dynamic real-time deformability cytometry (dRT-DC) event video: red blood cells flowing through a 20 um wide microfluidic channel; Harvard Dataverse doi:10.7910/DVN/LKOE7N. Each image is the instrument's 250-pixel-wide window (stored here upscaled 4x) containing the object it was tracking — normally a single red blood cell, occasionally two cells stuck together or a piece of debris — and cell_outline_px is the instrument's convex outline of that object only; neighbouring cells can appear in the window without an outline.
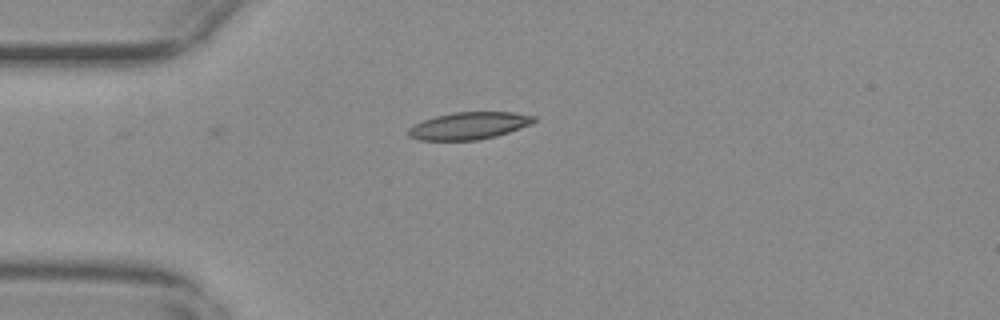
{"species": "common noctule bat (a hibernating species)", "species_latin": "Nyctalus noctula", "temperature_condition": "warm", "stored_images_in_passage": 37, "camera_frame_rate_fps": 3000, "um_per_image_px": 0.085, "animal": {"sex": "female", "body_mass_g": 29.2, "forearm_length_mm": 56.3}, "frame": {"image": 1, "passage_image": 1, "time_ms": 0.0, "image_size_px": [1000, 320], "cell_outline_px": [[536, 120], [532, 124], [496, 136], [476, 140], [420, 140], [408, 136], [408, 128], [424, 120], [436, 116], [452, 112], [512, 112], [536, 116]], "centroid_in_image_um": [39.88, 10.68], "position_along_channel_um": 45.1, "area_um2": 19.83}}
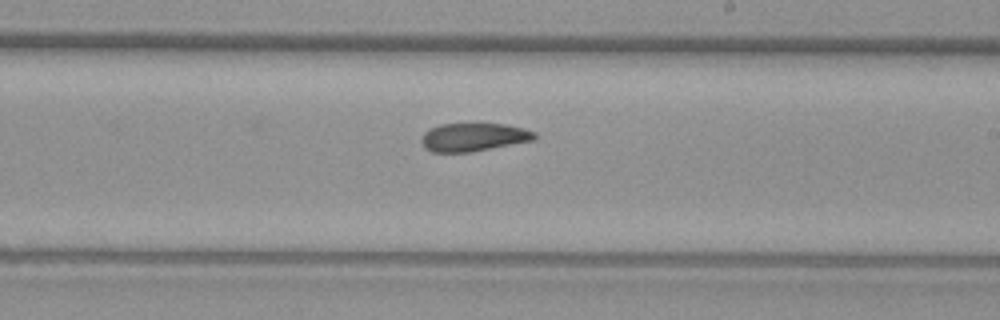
{"frame": {"image": 2, "passage_image": 19, "time_ms": 6.0, "image_size_px": [1000, 320], "cell_outline_px": [[536, 140], [468, 152], [432, 152], [424, 148], [420, 140], [424, 132], [440, 124], [472, 120], [476, 120], [504, 124], [524, 128], [536, 132]], "centroid_in_image_um": [40.25, 11.59], "position_along_channel_um": 248.7, "area_um2": 19.54}}
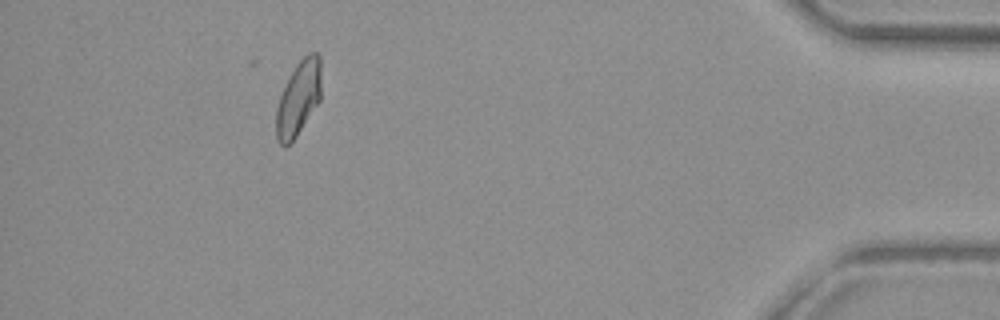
{"frame": {"image": 3, "passage_image": 37, "time_ms": 12.0, "image_size_px": [1000, 320], "cell_outline_px": [[320, 100], [296, 136], [284, 148], [276, 140], [276, 108], [284, 84], [296, 64], [308, 52], [320, 52]], "centroid_in_image_um": [25.35, 8.33], "position_along_channel_um": 409.8, "area_um2": 19.59}, "authors_computed_cell_mechanics": {"area_um2": 19.5942, "velocity_mm_per_s": 3.7077, "shape_relaxation_time_tau1_ms": null, "shape_relaxation_time_tau2_ms": 4.8792, "deformation_change_tau1": null, "deformation_change_tau2": 0.1185}}